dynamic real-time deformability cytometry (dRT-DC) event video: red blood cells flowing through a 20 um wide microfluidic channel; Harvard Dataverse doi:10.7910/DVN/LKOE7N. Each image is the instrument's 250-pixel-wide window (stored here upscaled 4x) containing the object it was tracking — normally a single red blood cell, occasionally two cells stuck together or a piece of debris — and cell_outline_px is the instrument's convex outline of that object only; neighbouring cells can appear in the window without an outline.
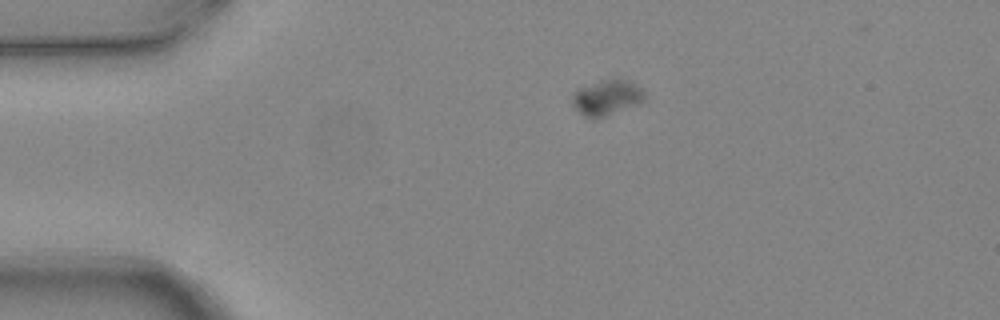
{"species": "common noctule bat (a hibernating species)", "species_latin": "Nyctalus noctula", "temperature_condition": "warm", "stored_images_in_passage": 2, "camera_frame_rate_fps": 3000, "um_per_image_px": 0.085, "animal": {"sex": "female", "body_mass_g": 24.6, "forearm_length_mm": 56.2}, "frame": {"image": 1, "passage_image": 1, "time_ms": 0.0, "image_size_px": [1000, 320], "cell_outline_px": [[644, 100], [636, 104], [604, 116], [584, 116], [576, 108], [572, 100], [572, 92], [580, 88], [600, 80], [616, 76], [628, 80], [636, 84], [644, 92]], "centroid_in_image_um": [51.59, 8.22], "position_along_channel_um": 33.4, "area_um2": 14.62}}